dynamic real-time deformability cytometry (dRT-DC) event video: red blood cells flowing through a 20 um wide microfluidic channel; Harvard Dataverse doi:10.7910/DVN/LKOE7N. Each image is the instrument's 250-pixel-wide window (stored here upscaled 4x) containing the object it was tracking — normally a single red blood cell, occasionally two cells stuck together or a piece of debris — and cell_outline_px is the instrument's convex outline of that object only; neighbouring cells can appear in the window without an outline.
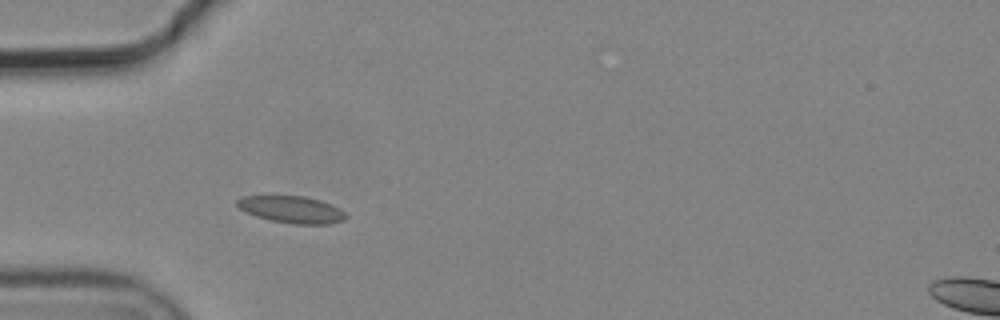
{"species": "common noctule bat (a hibernating species)", "species_latin": "Nyctalus noctula", "temperature_condition": "cold", "stored_images_in_passage": 5, "camera_frame_rate_fps": 3000, "um_per_image_px": 0.085, "animal": {"sex": "male", "body_mass_g": 19.2, "forearm_length_mm": 51.8}, "frame": {"image": 1, "passage_image": 4, "time_ms": 1.0, "image_size_px": [1000, 320], "cell_outline_px": [[348, 216], [344, 220], [332, 224], [292, 224], [272, 220], [256, 216], [240, 208], [236, 204], [236, 200], [240, 196], [264, 192], [304, 196], [320, 200], [332, 204], [340, 208]], "centroid_in_image_um": [24.73, 17.74], "position_along_channel_um": 60.3, "area_um2": 18.03}}
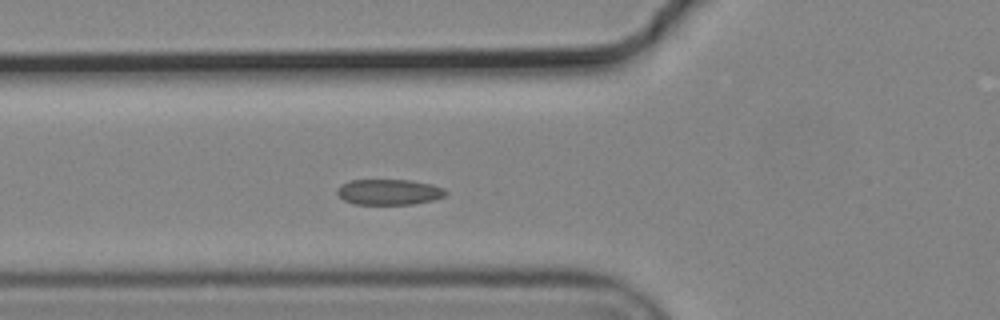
{"frame": {"image": 2, "passage_image": 5, "time_ms": 1.333, "image_size_px": [1000, 320], "cell_outline_px": [[448, 192], [444, 196], [432, 200], [412, 204], [352, 204], [344, 200], [336, 192], [340, 184], [348, 180], [408, 180], [432, 184], [444, 188]], "centroid_in_image_um": [33.04, 16.31], "position_along_channel_um": 92.8, "area_um2": 16.24}}